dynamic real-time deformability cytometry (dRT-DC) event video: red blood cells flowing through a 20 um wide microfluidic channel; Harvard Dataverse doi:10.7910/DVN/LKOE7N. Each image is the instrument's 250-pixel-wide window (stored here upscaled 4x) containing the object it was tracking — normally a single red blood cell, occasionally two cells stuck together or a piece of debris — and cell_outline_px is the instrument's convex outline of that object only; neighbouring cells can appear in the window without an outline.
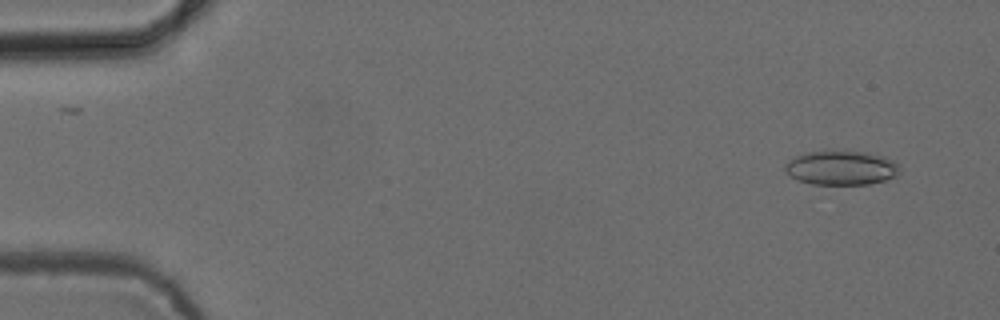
{"species": "common noctule bat (a hibernating species)", "species_latin": "Nyctalus noctula", "temperature_condition": "cold", "stored_images_in_passage": 53, "camera_frame_rate_fps": 3000, "um_per_image_px": 0.085, "animal": {"sex": "female", "body_mass_g": 24.6, "forearm_length_mm": 56.2}, "frame": {"image": 1, "passage_image": 4, "time_ms": 1.0, "image_size_px": [1000, 320], "cell_outline_px": [[900, 172], [896, 176], [884, 180], [868, 184], [812, 184], [796, 180], [784, 168], [784, 164], [788, 160], [796, 156], [808, 152], [868, 152], [884, 156], [900, 164]], "centroid_in_image_um": [71.53, 14.28], "position_along_channel_um": 13.5, "area_um2": 22.72}}
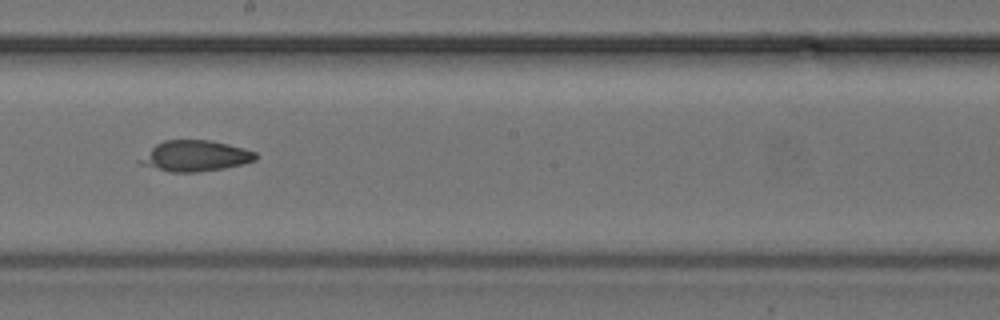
{"frame": {"image": 2, "passage_image": 30, "time_ms": 9.667, "image_size_px": [1000, 320], "cell_outline_px": [[256, 160], [244, 164], [224, 168], [196, 172], [168, 172], [140, 164], [136, 160], [156, 144], [164, 140], [212, 140], [244, 148], [256, 152]], "centroid_in_image_um": [16.57, 13.25], "position_along_channel_um": 231.6, "area_um2": 20.87}}
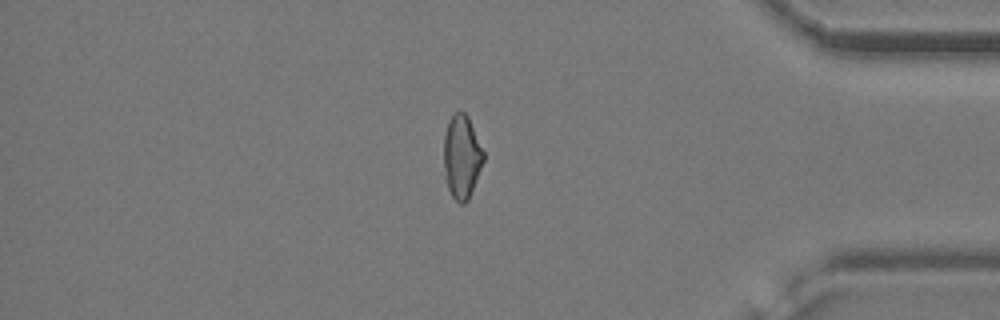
{"frame": {"image": 3, "passage_image": 45, "time_ms": 14.667, "image_size_px": [1000, 320], "cell_outline_px": [[484, 160], [468, 200], [464, 204], [460, 204], [452, 196], [448, 188], [444, 168], [444, 136], [448, 120], [456, 112], [464, 112], [468, 116], [484, 152]], "centroid_in_image_um": [39.25, 13.32], "position_along_channel_um": 396.0, "area_um2": 19.13}}